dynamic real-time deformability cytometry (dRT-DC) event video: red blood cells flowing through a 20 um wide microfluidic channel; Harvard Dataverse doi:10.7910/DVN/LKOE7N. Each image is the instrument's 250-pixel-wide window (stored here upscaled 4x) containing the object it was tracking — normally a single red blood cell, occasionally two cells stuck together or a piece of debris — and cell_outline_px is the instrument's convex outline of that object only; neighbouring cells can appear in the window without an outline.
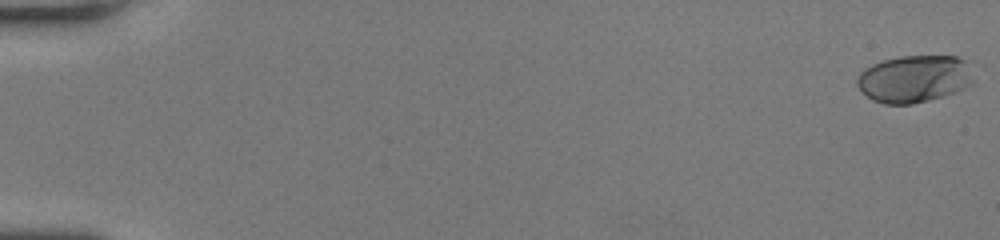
{"species": "human", "species_latin": "Homo sapiens", "temperature_condition": "room temperature", "stored_images_in_passage": 52, "camera_frame_rate_fps": 3000, "um_per_image_px": 0.085, "donor": {"sex": "female"}, "frame": {"image": 1, "passage_image": 1, "time_ms": 0.0, "image_size_px": [1000, 240], "cell_outline_px": [[972, 84], [964, 88], [944, 96], [912, 104], [884, 104], [872, 100], [856, 84], [856, 80], [860, 72], [864, 68], [872, 64], [884, 60], [900, 56], [956, 56], [964, 60], [972, 80]], "centroid_in_image_um": [77.66, 6.7], "position_along_channel_um": 7.3, "area_um2": 31.73}}
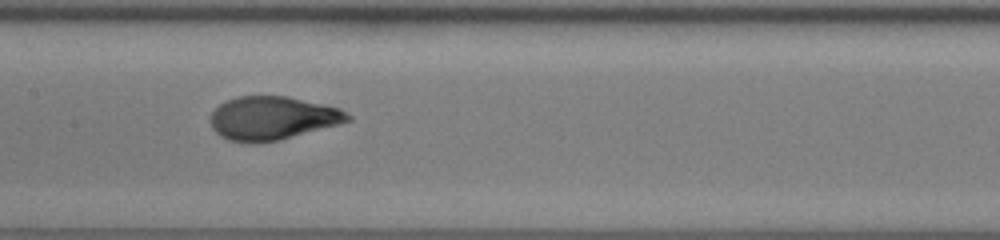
{"frame": {"image": 2, "passage_image": 28, "time_ms": 9.0, "image_size_px": [1000, 240], "cell_outline_px": [[352, 120], [340, 124], [280, 140], [252, 144], [248, 144], [228, 140], [220, 136], [212, 128], [212, 112], [220, 104], [236, 96], [288, 96], [324, 104], [340, 108], [352, 116]], "centroid_in_image_um": [23.18, 10.05], "position_along_channel_um": 184.2, "area_um2": 34.97}}
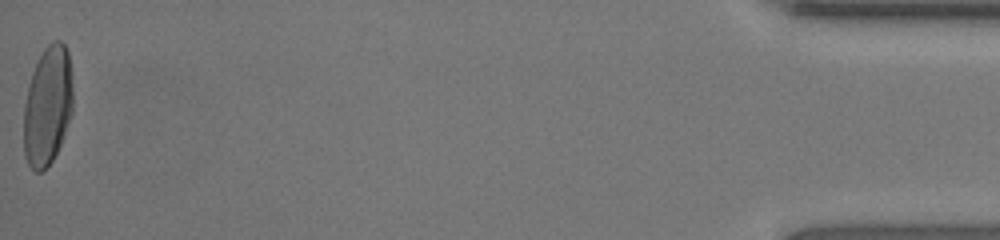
{"frame": {"image": 3, "passage_image": 52, "time_ms": 17.0, "image_size_px": [1000, 240], "cell_outline_px": [[72, 112], [60, 144], [52, 160], [40, 172], [36, 172], [28, 164], [24, 156], [24, 104], [28, 84], [32, 72], [44, 48], [52, 40], [60, 40], [64, 44], [68, 52], [72, 72]], "centroid_in_image_um": [4.04, 8.96], "position_along_channel_um": 431.2, "area_um2": 34.16}, "authors_computed_cell_mechanics": {"area_um2": 34.102, "velocity_mm_per_s": 4.2483, "shape_relaxation_time_tau1_ms": 4.4047, "shape_relaxation_time_tau2_ms": null, "deformation_change_tau1": 0.2116, "deformation_change_tau2": null}}